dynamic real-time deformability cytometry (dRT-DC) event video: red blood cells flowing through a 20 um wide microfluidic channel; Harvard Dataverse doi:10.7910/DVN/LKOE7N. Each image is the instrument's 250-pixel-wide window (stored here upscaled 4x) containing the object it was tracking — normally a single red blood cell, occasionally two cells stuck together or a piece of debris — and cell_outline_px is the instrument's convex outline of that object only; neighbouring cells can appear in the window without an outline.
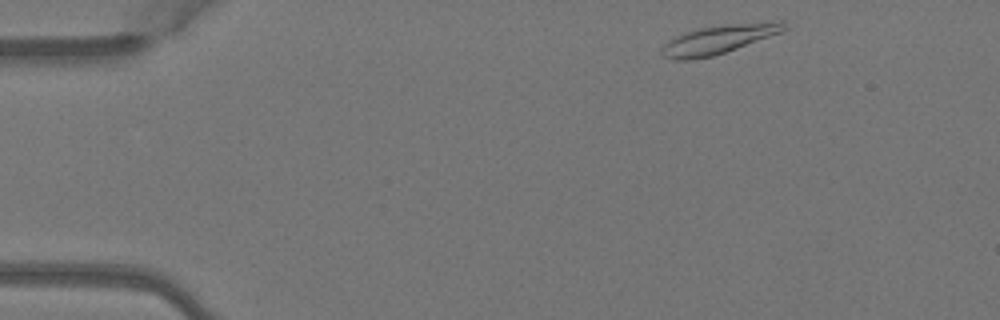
{"species": "Egyptian fruit bat (a non-hibernating species)", "species_latin": "Rousettus aegyptiacus", "temperature_condition": "warm", "stored_images_in_passage": 4, "camera_frame_rate_fps": 3000, "um_per_image_px": 0.085, "animal": {"sex": "female"}, "frame": {"image": 1, "passage_image": 1, "time_ms": 0.0, "image_size_px": [1000, 320], "cell_outline_px": [[788, 28], [780, 32], [736, 48], [712, 56], [692, 60], [672, 60], [664, 56], [660, 52], [664, 44], [668, 40], [684, 32], [700, 28], [728, 24], [776, 20], [780, 20]], "centroid_in_image_um": [61.05, 3.34], "position_along_channel_um": 24.0, "area_um2": 20.35}}